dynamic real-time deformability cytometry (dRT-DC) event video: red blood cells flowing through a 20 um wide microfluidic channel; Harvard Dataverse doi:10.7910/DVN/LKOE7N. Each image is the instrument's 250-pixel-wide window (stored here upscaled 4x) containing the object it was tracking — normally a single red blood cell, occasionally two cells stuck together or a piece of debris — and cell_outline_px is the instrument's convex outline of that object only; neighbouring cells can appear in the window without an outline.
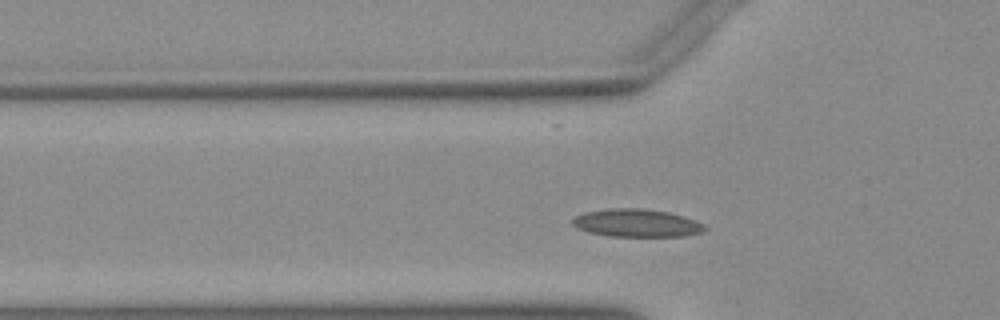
{"species": "Egyptian fruit bat (a non-hibernating species)", "species_latin": "Rousettus aegyptiacus", "temperature_condition": "warm", "stored_images_in_passage": 30, "camera_frame_rate_fps": 3000, "um_per_image_px": 0.085, "animal": {"sex": "female"}, "frame": {"image": 1, "passage_image": 3, "time_ms": 0.667, "image_size_px": [1000, 320], "cell_outline_px": [[708, 228], [704, 232], [684, 236], [608, 236], [588, 232], [576, 228], [572, 224], [572, 220], [576, 216], [584, 212], [608, 208], [640, 208], [668, 212], [684, 216], [704, 224]], "centroid_in_image_um": [54.12, 18.96], "position_along_channel_um": 71.7, "area_um2": 21.62}}
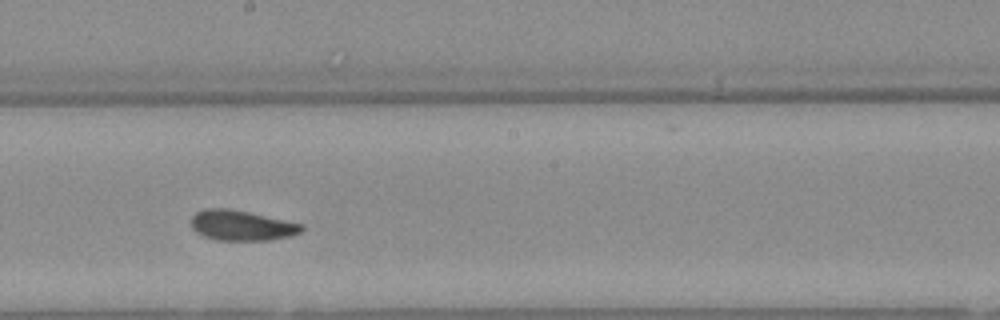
{"frame": {"image": 2, "passage_image": 15, "time_ms": 4.667, "image_size_px": [1000, 320], "cell_outline_px": [[304, 228], [300, 232], [292, 236], [268, 240], [216, 240], [204, 236], [196, 232], [192, 228], [192, 216], [196, 212], [204, 208], [228, 208], [248, 212], [304, 224]], "centroid_in_image_um": [20.54, 19.16], "position_along_channel_um": 227.7, "area_um2": 19.48}}
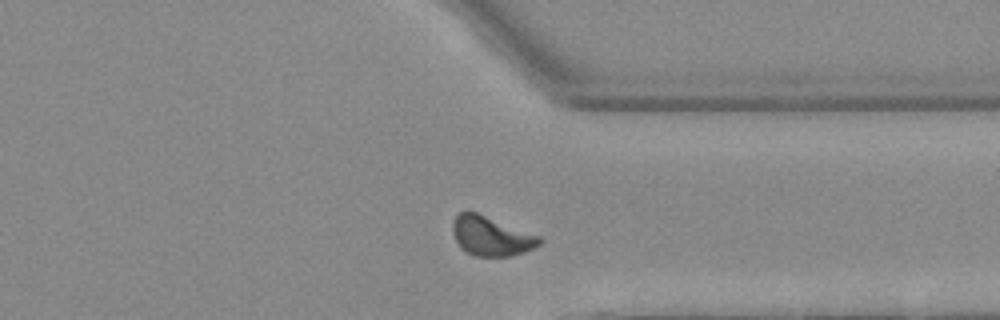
{"frame": {"image": 3, "passage_image": 26, "time_ms": 8.333, "image_size_px": [1000, 320], "cell_outline_px": [[540, 244], [524, 252], [508, 256], [476, 256], [460, 248], [452, 232], [452, 224], [456, 216], [460, 212], [476, 212], [540, 236]], "centroid_in_image_um": [41.72, 20.07], "position_along_channel_um": 369.7, "area_um2": 19.59}}